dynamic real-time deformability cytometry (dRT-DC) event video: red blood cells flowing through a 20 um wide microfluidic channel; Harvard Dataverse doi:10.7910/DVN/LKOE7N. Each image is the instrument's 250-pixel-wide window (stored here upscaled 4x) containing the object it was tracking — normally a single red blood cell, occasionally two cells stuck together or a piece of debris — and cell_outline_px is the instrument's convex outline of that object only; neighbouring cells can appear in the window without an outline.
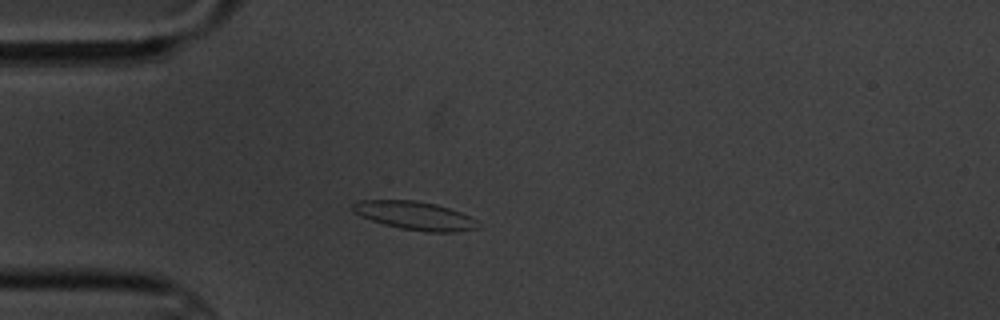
{"species": "common noctule bat (a hibernating species)", "species_latin": "Nyctalus noctula", "temperature_condition": "cold", "stored_images_in_passage": 3, "camera_frame_rate_fps": 3000, "um_per_image_px": 0.085, "animal": {"sex": "male", "body_mass_g": 20.1, "forearm_length_mm": 53.5}, "frame": {"image": 1, "passage_image": 3, "time_ms": 2.667, "image_size_px": [1000, 320], "cell_outline_px": [[476, 228], [456, 232], [424, 232], [400, 228], [384, 224], [360, 216], [352, 212], [348, 208], [352, 204], [360, 200], [416, 200], [436, 204], [460, 212], [476, 220]], "centroid_in_image_um": [35.18, 18.32], "position_along_channel_um": 49.8, "area_um2": 20.69}}